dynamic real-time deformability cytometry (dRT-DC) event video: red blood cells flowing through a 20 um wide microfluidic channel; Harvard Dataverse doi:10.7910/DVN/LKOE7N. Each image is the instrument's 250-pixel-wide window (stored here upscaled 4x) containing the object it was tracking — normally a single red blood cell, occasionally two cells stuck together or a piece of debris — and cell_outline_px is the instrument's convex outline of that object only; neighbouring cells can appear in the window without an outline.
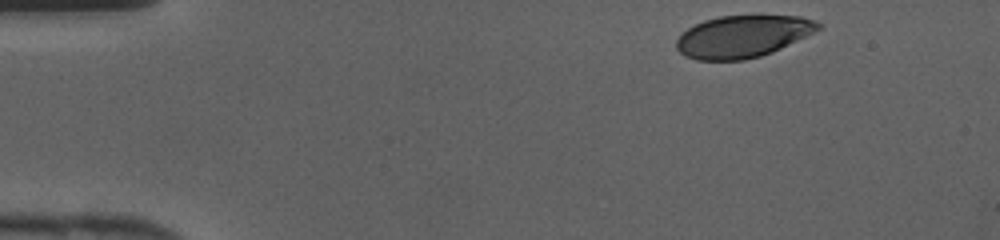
{"species": "human", "species_latin": "Homo sapiens", "temperature_condition": "cold", "stored_images_in_passage": 31, "camera_frame_rate_fps": 3000, "um_per_image_px": 0.085, "donor": {"sex": "female"}, "frame": {"image": 1, "passage_image": 1, "time_ms": 0.0, "image_size_px": [1000, 240], "cell_outline_px": [[824, 24], [820, 28], [772, 52], [760, 56], [744, 60], [696, 60], [684, 56], [676, 48], [676, 40], [688, 28], [704, 20], [720, 16], [800, 16]], "centroid_in_image_um": [63.09, 3.1], "position_along_channel_um": 21.9, "area_um2": 34.33}}
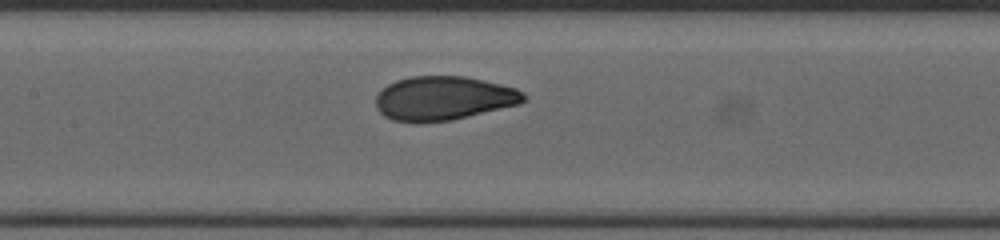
{"frame": {"image": 2, "passage_image": 16, "time_ms": 5.0, "image_size_px": [1000, 240], "cell_outline_px": [[528, 100], [520, 104], [452, 120], [416, 124], [392, 120], [384, 116], [376, 108], [376, 96], [388, 84], [396, 80], [412, 76], [464, 76], [500, 84], [516, 88], [524, 92], [528, 96]], "centroid_in_image_um": [37.72, 8.37], "position_along_channel_um": 169.7, "area_um2": 38.32}}
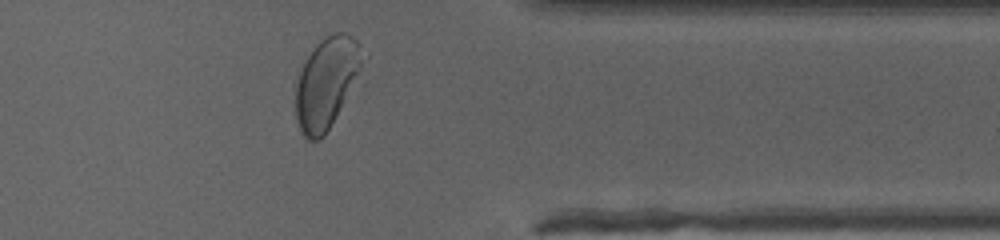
{"frame": {"image": 3, "passage_image": 30, "time_ms": 9.667, "image_size_px": [1000, 240], "cell_outline_px": [[368, 56], [324, 136], [320, 140], [308, 140], [304, 136], [296, 120], [296, 84], [300, 72], [308, 56], [316, 44], [320, 40], [336, 32], [344, 32], [352, 36], [360, 44]], "centroid_in_image_um": [27.77, 6.99], "position_along_channel_um": 383.6, "area_um2": 34.8}}